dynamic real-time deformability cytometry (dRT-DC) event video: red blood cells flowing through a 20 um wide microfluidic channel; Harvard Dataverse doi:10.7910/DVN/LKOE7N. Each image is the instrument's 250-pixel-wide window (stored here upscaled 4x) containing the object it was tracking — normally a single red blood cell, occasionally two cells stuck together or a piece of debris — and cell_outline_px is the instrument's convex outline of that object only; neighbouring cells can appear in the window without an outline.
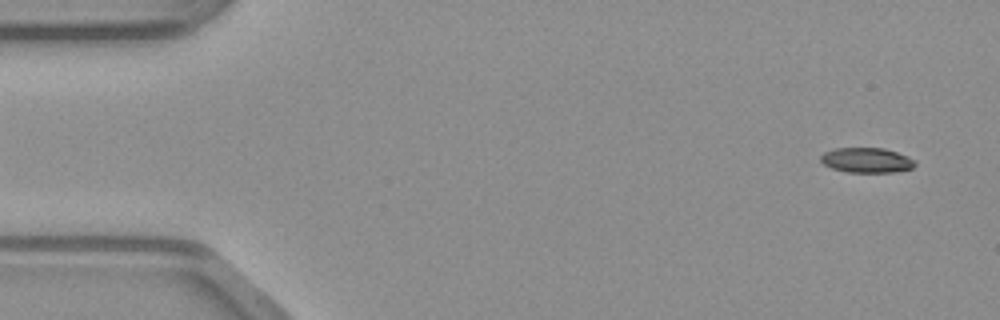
{"species": "common noctule bat (a hibernating species)", "species_latin": "Nyctalus noctula", "temperature_condition": "warm", "stored_images_in_passage": 48, "camera_frame_rate_fps": 3000, "um_per_image_px": 0.085, "animal": {"sex": "male", "body_mass_g": 23.1, "forearm_length_mm": 52.7}, "frame": {"image": 1, "passage_image": 2, "time_ms": 0.333, "image_size_px": [1000, 320], "cell_outline_px": [[916, 164], [912, 168], [892, 172], [848, 172], [832, 168], [824, 164], [820, 160], [820, 156], [824, 152], [836, 148], [884, 148], [908, 156], [916, 160]], "centroid_in_image_um": [73.67, 13.61], "position_along_channel_um": 11.3, "area_um2": 13.7}}
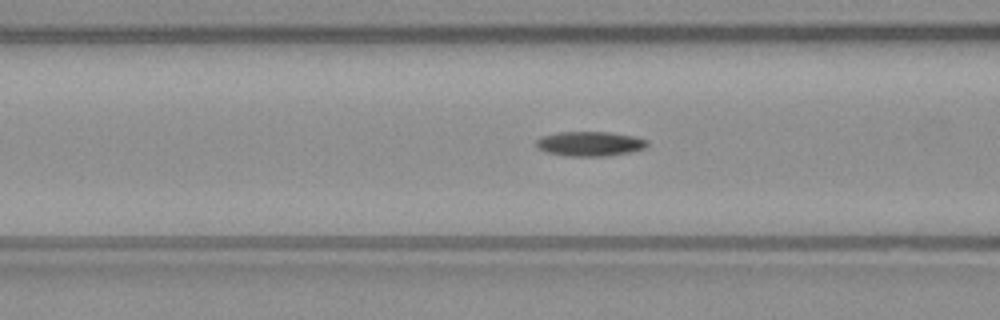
{"frame": {"image": 2, "passage_image": 18, "time_ms": 5.667, "image_size_px": [1000, 320], "cell_outline_px": [[648, 144], [644, 148], [628, 152], [604, 156], [564, 156], [544, 152], [536, 148], [536, 140], [544, 136], [560, 132], [608, 132], [636, 136], [648, 140]], "centroid_in_image_um": [50.11, 12.22], "position_along_channel_um": 116.5, "area_um2": 15.95}}
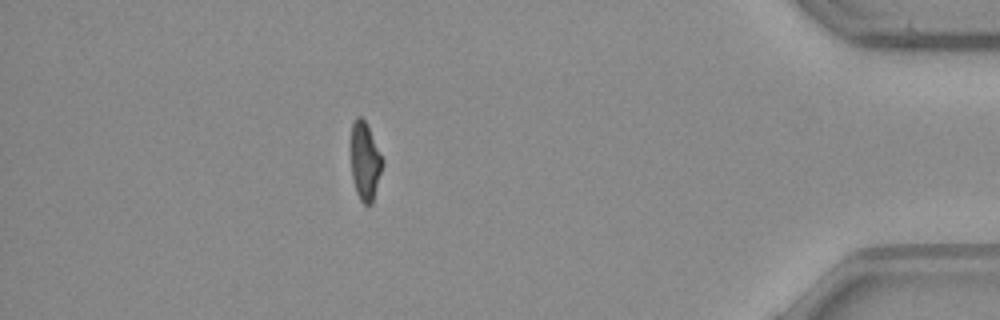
{"frame": {"image": 3, "passage_image": 42, "time_ms": 13.667, "image_size_px": [1000, 320], "cell_outline_px": [[384, 164], [372, 204], [364, 204], [360, 200], [356, 192], [352, 176], [352, 124], [356, 116], [360, 116], [364, 120], [384, 160]], "centroid_in_image_um": [31.05, 13.75], "position_along_channel_um": 404.2, "area_um2": 14.1}}